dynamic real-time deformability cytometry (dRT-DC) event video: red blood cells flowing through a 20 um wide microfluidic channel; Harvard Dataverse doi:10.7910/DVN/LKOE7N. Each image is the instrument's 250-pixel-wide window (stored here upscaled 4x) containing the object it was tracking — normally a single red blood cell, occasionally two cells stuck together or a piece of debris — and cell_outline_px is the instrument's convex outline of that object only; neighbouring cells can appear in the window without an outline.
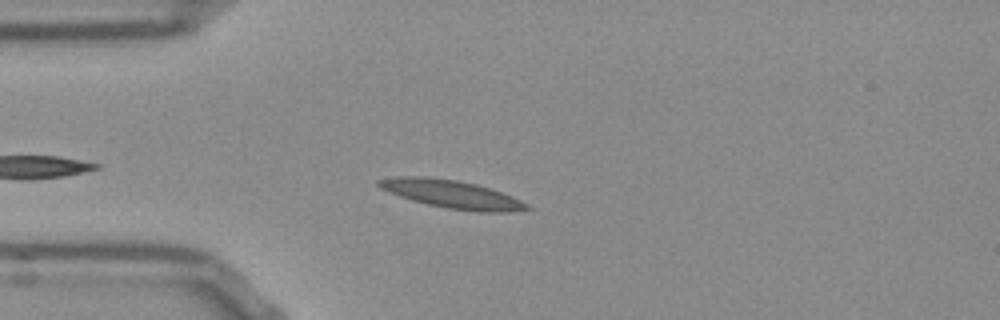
{"species": "Egyptian fruit bat (a non-hibernating species)", "species_latin": "Rousettus aegyptiacus", "temperature_condition": "room temperature", "stored_images_in_passage": 43, "camera_frame_rate_fps": 3000, "um_per_image_px": 0.085, "frame": {"image": 1, "passage_image": 6, "time_ms": 1.667, "image_size_px": [1000, 320], "cell_outline_px": [[532, 208], [508, 212], [476, 212], [448, 208], [428, 204], [412, 200], [388, 192], [380, 188], [376, 184], [376, 180], [400, 176], [424, 176], [456, 180], [476, 184], [492, 188], [512, 196], [528, 204]], "centroid_in_image_um": [38.4, 16.5], "position_along_channel_um": 46.6, "area_um2": 24.22}}
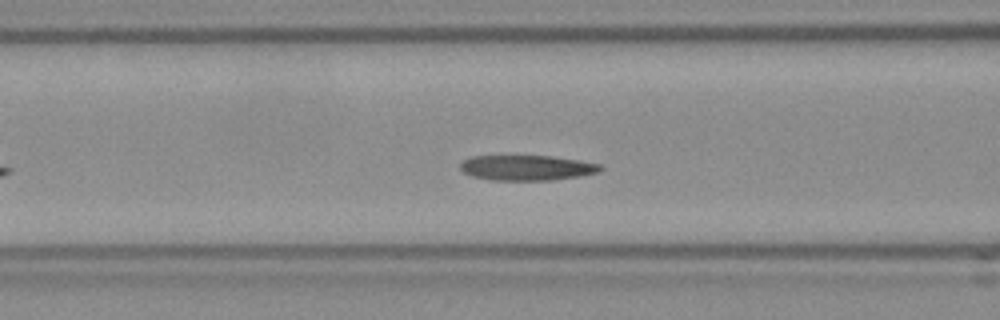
{"frame": {"image": 2, "passage_image": 13, "time_ms": 4.0, "image_size_px": [1000, 320], "cell_outline_px": [[604, 168], [596, 172], [580, 176], [552, 180], [488, 180], [472, 176], [464, 172], [460, 168], [460, 164], [464, 160], [472, 156], [552, 156], [580, 160], [600, 164]], "centroid_in_image_um": [44.78, 14.26], "position_along_channel_um": 121.8, "area_um2": 20.58}}
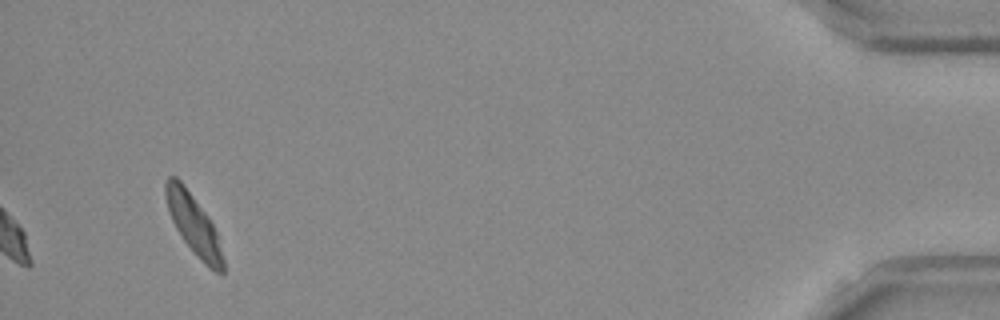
{"frame": {"image": 3, "passage_image": 43, "time_ms": 14.0, "image_size_px": [1000, 320], "cell_outline_px": [[224, 272], [216, 272], [208, 268], [200, 260], [184, 240], [176, 228], [172, 220], [164, 196], [164, 184], [168, 176], [176, 176], [180, 180], [208, 216], [216, 232], [224, 260]], "centroid_in_image_um": [16.44, 19.07], "position_along_channel_um": 418.8, "area_um2": 19.77}, "authors_computed_cell_mechanics": {"area_um2": 21.097, "velocity_mm_per_s": 3.7659, "shape_relaxation_time_tau1_ms": null, "shape_relaxation_time_tau2_ms": 3.4751, "deformation_change_tau1": null, "deformation_change_tau2": 0.1017}}